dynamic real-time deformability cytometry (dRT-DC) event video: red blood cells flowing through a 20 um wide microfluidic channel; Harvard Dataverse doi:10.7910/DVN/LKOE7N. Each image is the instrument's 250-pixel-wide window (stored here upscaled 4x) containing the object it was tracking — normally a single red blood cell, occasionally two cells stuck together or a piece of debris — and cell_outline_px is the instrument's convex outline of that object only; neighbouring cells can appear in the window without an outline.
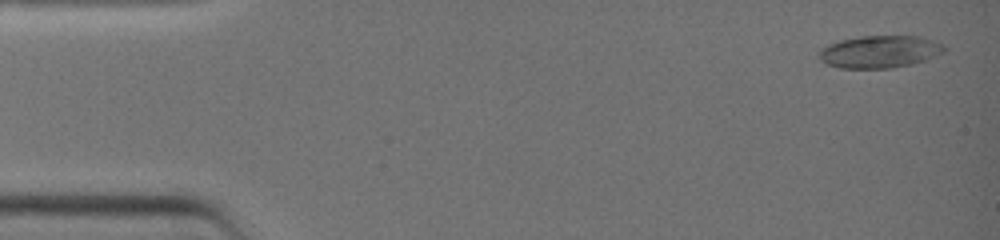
{"species": "common noctule bat (a hibernating species)", "species_latin": "Nyctalus noctula", "temperature_condition": "warm", "stored_images_in_passage": 5, "camera_frame_rate_fps": 3000, "um_per_image_px": 0.085, "animal": {"sex": "female", "body_mass_g": 19.0, "forearm_length_mm": 51.5}, "frame": {"image": 1, "passage_image": 1, "time_ms": 0.0, "image_size_px": [1000, 240], "cell_outline_px": [[948, 48], [944, 52], [924, 60], [912, 64], [892, 68], [840, 68], [828, 64], [820, 60], [820, 52], [828, 44], [840, 40], [860, 36], [916, 36], [932, 40], [944, 44]], "centroid_in_image_um": [74.81, 4.39], "position_along_channel_um": 10.2, "area_um2": 23.47}}
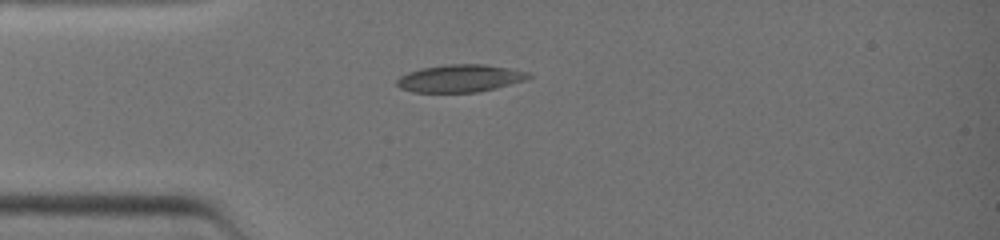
{"frame": {"image": 2, "passage_image": 5, "time_ms": 3.0, "image_size_px": [1000, 240], "cell_outline_px": [[532, 76], [524, 80], [496, 88], [476, 92], [412, 92], [400, 88], [396, 84], [396, 80], [400, 76], [408, 72], [420, 68], [448, 64], [484, 64], [508, 68], [528, 72]], "centroid_in_image_um": [39.06, 6.65], "position_along_channel_um": 45.9, "area_um2": 21.04}}